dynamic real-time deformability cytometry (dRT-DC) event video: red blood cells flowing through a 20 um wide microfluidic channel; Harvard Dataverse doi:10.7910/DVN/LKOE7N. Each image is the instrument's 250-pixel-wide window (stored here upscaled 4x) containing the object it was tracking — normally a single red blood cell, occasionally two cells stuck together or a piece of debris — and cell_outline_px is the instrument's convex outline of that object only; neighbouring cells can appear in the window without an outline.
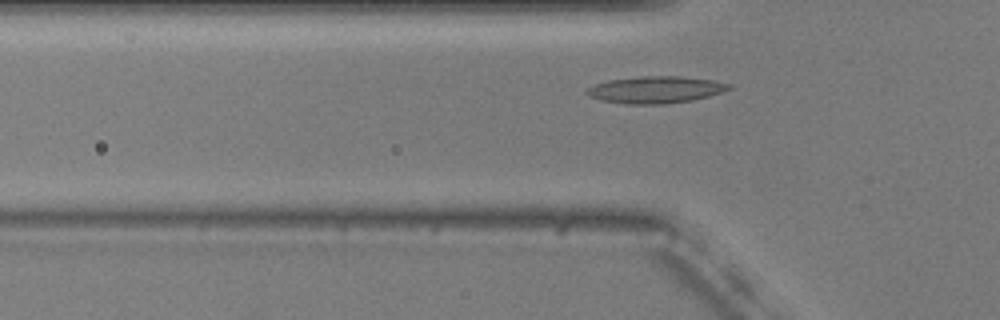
{"species": "common noctule bat (a hibernating species)", "species_latin": "Nyctalus noctula", "temperature_condition": "warm", "stored_images_in_passage": 40, "camera_frame_rate_fps": 3000, "um_per_image_px": 0.085, "animal": {"sex": "male", "body_mass_g": 20.5, "forearm_length_mm": 52.5}, "frame": {"image": 1, "passage_image": 8, "time_ms": 2.333, "image_size_px": [1000, 320], "cell_outline_px": [[732, 88], [708, 96], [692, 100], [664, 104], [628, 104], [600, 100], [588, 96], [584, 92], [588, 88], [596, 84], [608, 80], [640, 76], [680, 76], [712, 80], [728, 84]], "centroid_in_image_um": [55.67, 7.62], "position_along_channel_um": 70.1, "area_um2": 22.14}}
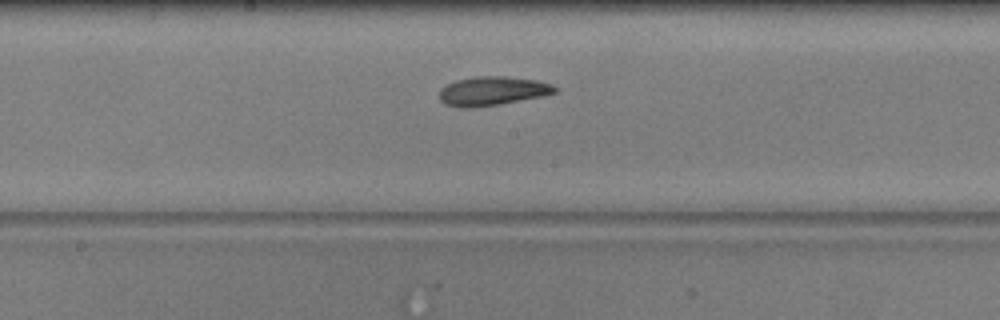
{"frame": {"image": 2, "passage_image": 19, "time_ms": 6.0, "image_size_px": [1000, 320], "cell_outline_px": [[556, 92], [544, 96], [500, 104], [468, 108], [460, 108], [444, 104], [440, 100], [440, 88], [456, 80], [476, 76], [504, 76], [536, 80], [552, 84], [556, 88]], "centroid_in_image_um": [41.84, 7.74], "position_along_channel_um": 206.4, "area_um2": 19.54}}
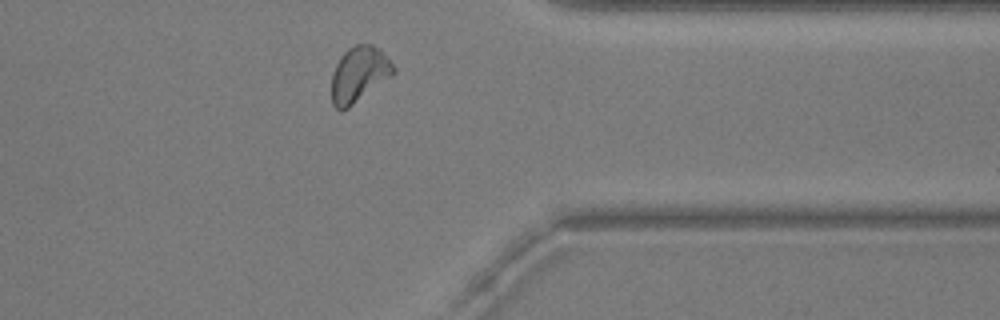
{"frame": {"image": 3, "passage_image": 34, "time_ms": 11.0, "image_size_px": [1000, 320], "cell_outline_px": [[396, 72], [392, 76], [348, 108], [340, 112], [332, 104], [332, 72], [340, 56], [348, 48], [356, 44], [372, 44], [380, 48], [396, 68]], "centroid_in_image_um": [30.52, 6.31], "position_along_channel_um": 380.9, "area_um2": 20.17}}